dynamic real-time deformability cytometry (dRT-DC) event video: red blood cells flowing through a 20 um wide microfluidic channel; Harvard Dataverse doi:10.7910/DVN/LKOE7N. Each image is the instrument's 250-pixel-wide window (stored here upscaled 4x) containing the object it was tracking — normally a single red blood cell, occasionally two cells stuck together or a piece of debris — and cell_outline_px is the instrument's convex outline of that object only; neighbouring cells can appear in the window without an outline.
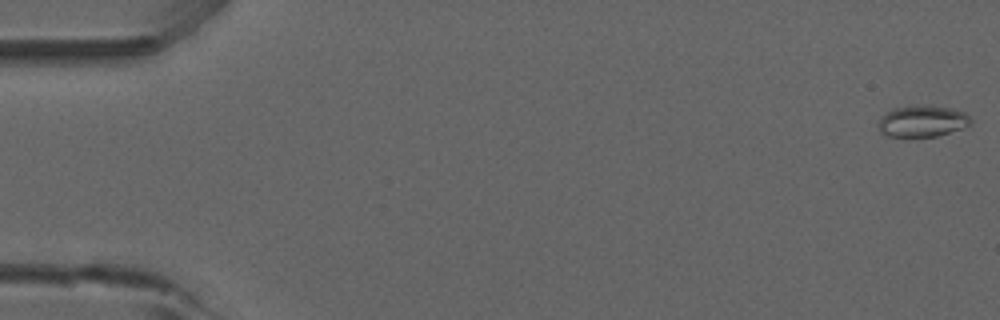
{"species": "common noctule bat (a hibernating species)", "species_latin": "Nyctalus noctula", "temperature_condition": "room temperature", "stored_images_in_passage": 53, "camera_frame_rate_fps": 3000, "um_per_image_px": 0.085, "animal": {"sex": "male", "forearm_length_mm": 52.5}, "frame": {"image": 1, "passage_image": 1, "time_ms": 0.0, "image_size_px": [1000, 320], "cell_outline_px": [[972, 124], [964, 128], [936, 136], [888, 136], [880, 132], [880, 120], [892, 108], [916, 104], [928, 104], [952, 108], [964, 112], [972, 116]], "centroid_in_image_um": [78.48, 10.27], "position_along_channel_um": 6.5, "area_um2": 17.11}}
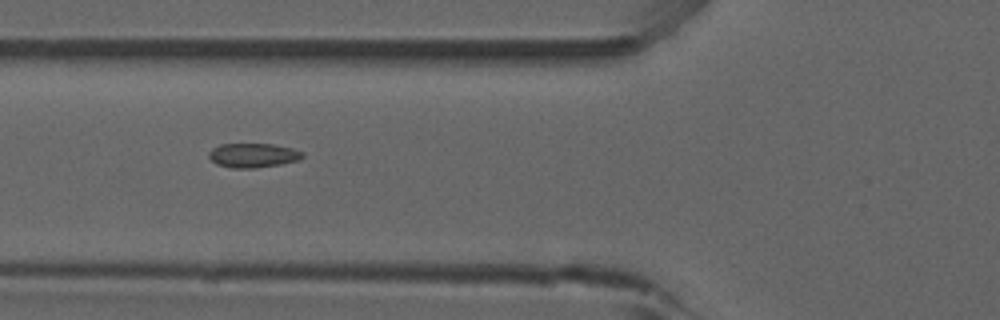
{"frame": {"image": 2, "passage_image": 20, "time_ms": 6.333, "image_size_px": [1000, 320], "cell_outline_px": [[304, 156], [300, 160], [280, 164], [256, 168], [232, 168], [216, 164], [208, 156], [208, 152], [212, 148], [220, 144], [272, 144], [292, 148], [304, 152]], "centroid_in_image_um": [21.51, 13.2], "position_along_channel_um": 104.3, "area_um2": 13.35}}
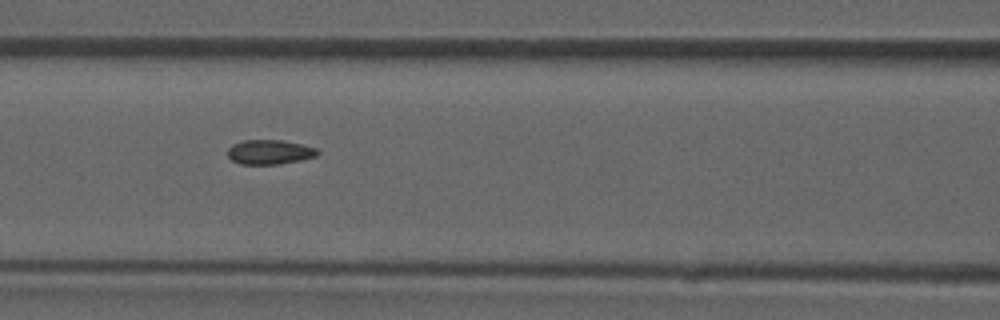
{"frame": {"image": 3, "passage_image": 23, "time_ms": 7.333, "image_size_px": [1000, 320], "cell_outline_px": [[320, 152], [316, 156], [300, 160], [276, 164], [240, 164], [232, 160], [228, 156], [228, 148], [232, 144], [244, 140], [284, 140], [316, 148]], "centroid_in_image_um": [22.9, 12.92], "position_along_channel_um": 143.7, "area_um2": 12.77}, "authors_computed_cell_mechanics": {"area_um2": 13.1206, "velocity_mm_per_s": 3.9017, "shape_relaxation_time_tau1_ms": null, "shape_relaxation_time_tau2_ms": 2.7557, "deformation_change_tau1": null, "deformation_change_tau2": 0.0563}}